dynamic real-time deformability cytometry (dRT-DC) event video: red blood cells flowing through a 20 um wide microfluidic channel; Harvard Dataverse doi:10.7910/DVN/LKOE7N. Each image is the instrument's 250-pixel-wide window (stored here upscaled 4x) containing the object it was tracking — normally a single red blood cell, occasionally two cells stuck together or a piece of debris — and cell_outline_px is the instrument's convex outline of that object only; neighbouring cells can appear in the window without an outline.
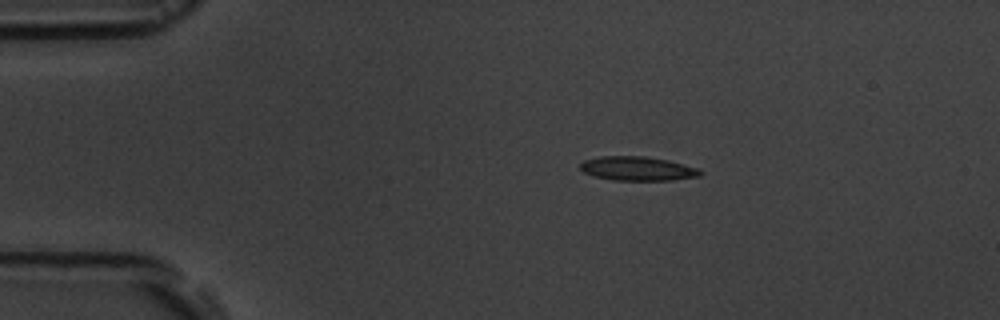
{"species": "common noctule bat (a hibernating species)", "species_latin": "Nyctalus noctula", "temperature_condition": "room temperature", "stored_images_in_passage": 6, "camera_frame_rate_fps": 3000, "um_per_image_px": 0.085, "animal": {"sex": "male", "body_mass_g": 19.5, "forearm_length_mm": 54.6}, "frame": {"image": 1, "passage_image": 2, "time_ms": 1.0, "image_size_px": [1000, 320], "cell_outline_px": [[704, 172], [700, 176], [672, 180], [612, 180], [592, 176], [584, 172], [580, 168], [580, 164], [584, 160], [600, 156], [644, 156], [668, 160], [700, 168]], "centroid_in_image_um": [54.21, 14.33], "position_along_channel_um": 30.8, "area_um2": 16.99}}
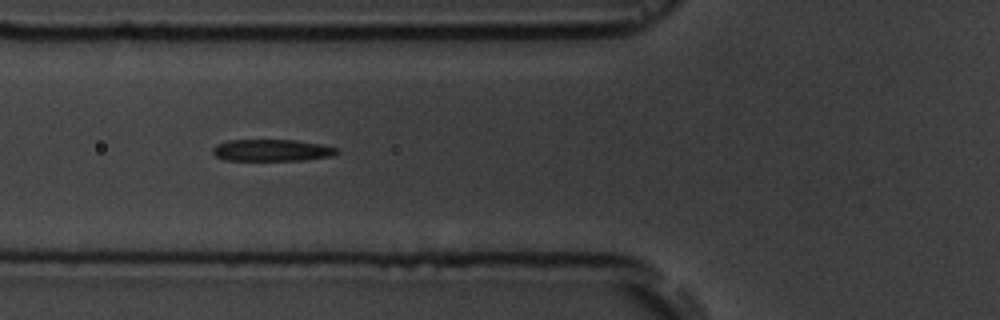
{"frame": {"image": 2, "passage_image": 5, "time_ms": 4.333, "image_size_px": [1000, 320], "cell_outline_px": [[340, 152], [332, 156], [304, 160], [224, 160], [216, 156], [212, 152], [212, 148], [216, 144], [228, 140], [296, 140], [320, 144], [336, 148]], "centroid_in_image_um": [23.09, 12.77], "position_along_channel_um": 102.7, "area_um2": 15.78}}
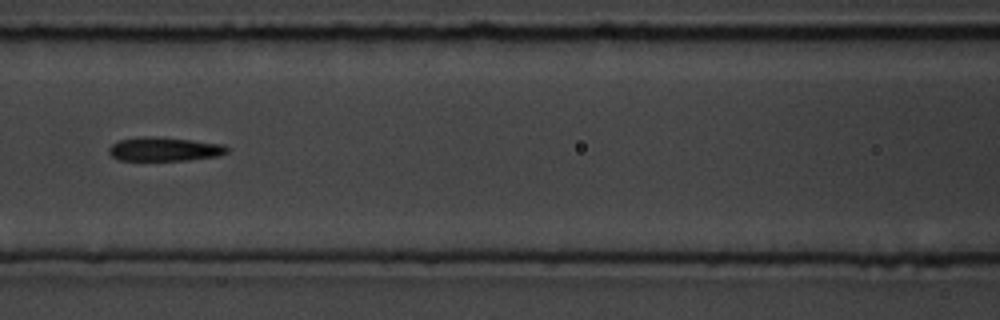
{"frame": {"image": 3, "passage_image": 6, "time_ms": 5.667, "image_size_px": [1000, 320], "cell_outline_px": [[228, 152], [216, 156], [188, 160], [116, 160], [108, 152], [108, 148], [112, 144], [120, 140], [144, 136], [192, 140], [224, 144], [228, 148]], "centroid_in_image_um": [13.96, 12.68], "position_along_channel_um": 152.6, "area_um2": 16.3}}